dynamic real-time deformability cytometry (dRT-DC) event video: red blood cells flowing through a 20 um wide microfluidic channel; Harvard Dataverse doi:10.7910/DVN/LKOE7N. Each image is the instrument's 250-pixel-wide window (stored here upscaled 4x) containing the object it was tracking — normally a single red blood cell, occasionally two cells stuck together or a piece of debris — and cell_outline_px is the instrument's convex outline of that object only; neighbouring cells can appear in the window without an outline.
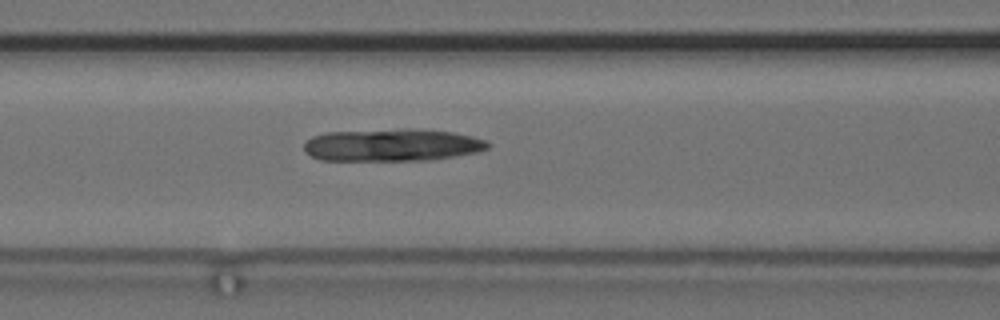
{"species": "common noctule bat (a hibernating species)", "species_latin": "Nyctalus noctula", "temperature_condition": "cold", "stored_images_in_passage": 5, "camera_frame_rate_fps": 3000, "um_per_image_px": 0.085, "animal": {"sex": "female", "body_mass_g": 24.6, "forearm_length_mm": 56.2}, "frame": {"image": 1, "passage_image": 5, "time_ms": 5.333, "image_size_px": [1000, 320], "cell_outline_px": [[492, 144], [488, 148], [476, 152], [456, 156], [424, 160], [320, 160], [304, 152], [304, 144], [312, 136], [328, 132], [400, 128], [408, 128], [452, 132], [472, 136], [484, 140]], "centroid_in_image_um": [33.32, 12.32], "position_along_channel_um": 133.3, "area_um2": 34.8}}